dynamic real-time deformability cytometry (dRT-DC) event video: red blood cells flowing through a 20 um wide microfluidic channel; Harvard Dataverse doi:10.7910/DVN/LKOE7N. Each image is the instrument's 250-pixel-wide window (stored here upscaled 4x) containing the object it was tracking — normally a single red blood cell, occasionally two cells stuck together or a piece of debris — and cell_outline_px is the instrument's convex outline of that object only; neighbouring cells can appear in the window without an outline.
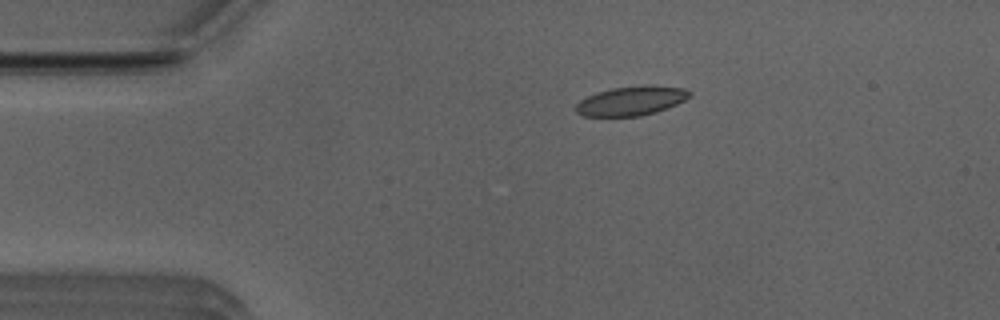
{"species": "Egyptian fruit bat (a non-hibernating species)", "species_latin": "Rousettus aegyptiacus", "temperature_condition": "room temperature", "stored_images_in_passage": 43, "camera_frame_rate_fps": 3000, "um_per_image_px": 0.085, "animal": {"sex": "male"}, "frame": {"image": 1, "passage_image": 1, "time_ms": 0.0, "image_size_px": [1000, 320], "cell_outline_px": [[692, 96], [676, 104], [656, 112], [640, 116], [580, 116], [576, 112], [576, 104], [580, 100], [596, 92], [612, 88], [644, 84], [684, 88], [692, 92]], "centroid_in_image_um": [53.66, 8.56], "position_along_channel_um": 31.3, "area_um2": 19.54}}
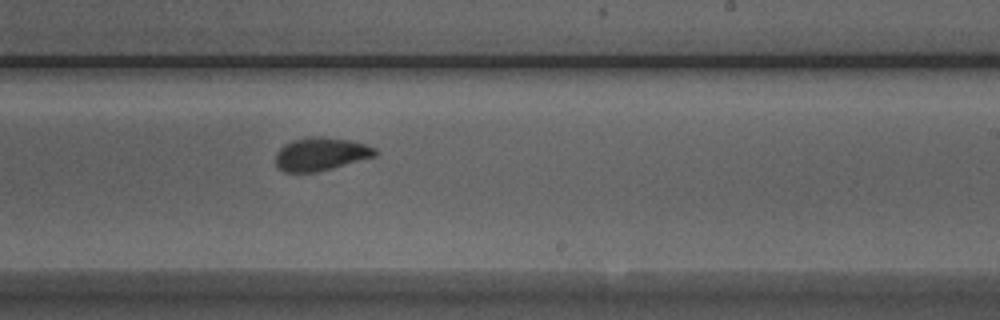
{"frame": {"image": 2, "passage_image": 22, "time_ms": 7.0, "image_size_px": [1000, 320], "cell_outline_px": [[380, 152], [376, 156], [332, 168], [316, 172], [284, 172], [276, 164], [276, 152], [284, 144], [292, 140], [312, 136], [320, 136], [348, 140], [364, 144], [376, 148]], "centroid_in_image_um": [27.28, 13.09], "position_along_channel_um": 261.7, "area_um2": 19.19}}
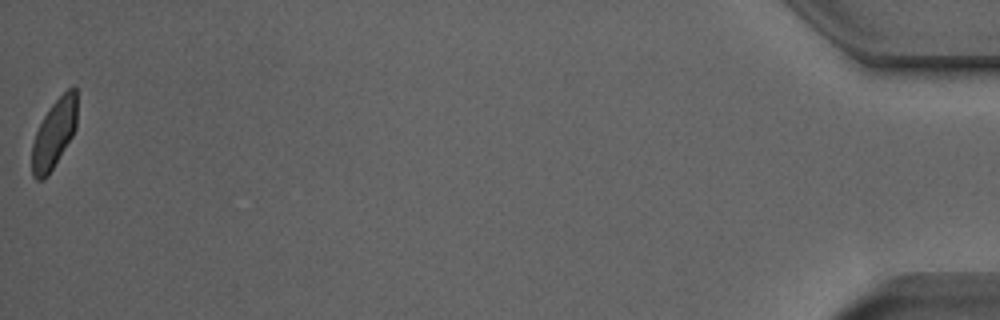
{"frame": {"image": 3, "passage_image": 43, "time_ms": 14.0, "image_size_px": [1000, 320], "cell_outline_px": [[76, 128], [72, 136], [48, 176], [44, 180], [36, 180], [32, 176], [32, 144], [36, 132], [44, 116], [52, 104], [72, 84], [76, 88]], "centroid_in_image_um": [4.59, 11.38], "position_along_channel_um": 430.6, "area_um2": 17.98}, "authors_computed_cell_mechanics": {"area_um2": 19.2474, "velocity_mm_per_s": 3.9241, "shape_relaxation_time_tau1_ms": 4.4331, "shape_relaxation_time_tau2_ms": 0.8525, "deformation_change_tau1": 0.1423, "deformation_change_tau2": 0.0511}}